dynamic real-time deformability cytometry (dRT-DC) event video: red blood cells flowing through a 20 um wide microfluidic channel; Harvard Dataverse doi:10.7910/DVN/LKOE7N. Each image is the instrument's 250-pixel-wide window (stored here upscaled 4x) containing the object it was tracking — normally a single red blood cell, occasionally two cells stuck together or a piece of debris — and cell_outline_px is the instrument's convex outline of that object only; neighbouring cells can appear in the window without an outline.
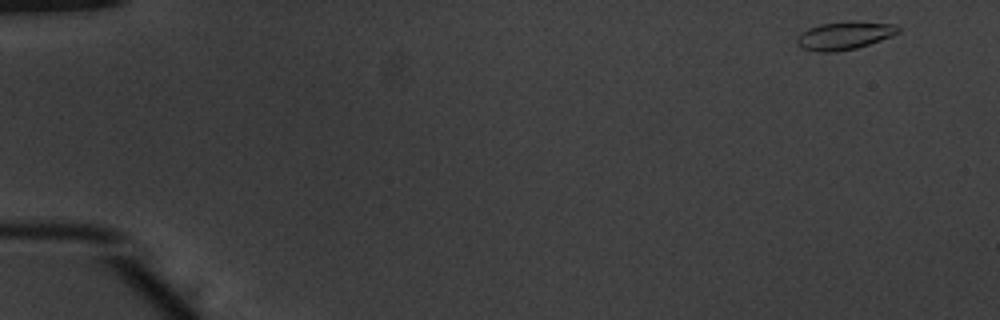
{"species": "common noctule bat (a hibernating species)", "species_latin": "Nyctalus noctula", "temperature_condition": "warm", "stored_images_in_passage": 9, "camera_frame_rate_fps": 3000, "um_per_image_px": 0.085, "animal": {"sex": "male", "body_mass_g": 20.1, "forearm_length_mm": 53.5}, "frame": {"image": 1, "passage_image": 1, "time_ms": 0.0, "image_size_px": [1000, 320], "cell_outline_px": [[900, 32], [892, 36], [856, 48], [836, 52], [816, 52], [800, 48], [796, 44], [796, 36], [800, 32], [808, 28], [824, 24], [896, 24], [900, 28]], "centroid_in_image_um": [71.68, 3.09], "position_along_channel_um": 13.3, "area_um2": 15.78}}